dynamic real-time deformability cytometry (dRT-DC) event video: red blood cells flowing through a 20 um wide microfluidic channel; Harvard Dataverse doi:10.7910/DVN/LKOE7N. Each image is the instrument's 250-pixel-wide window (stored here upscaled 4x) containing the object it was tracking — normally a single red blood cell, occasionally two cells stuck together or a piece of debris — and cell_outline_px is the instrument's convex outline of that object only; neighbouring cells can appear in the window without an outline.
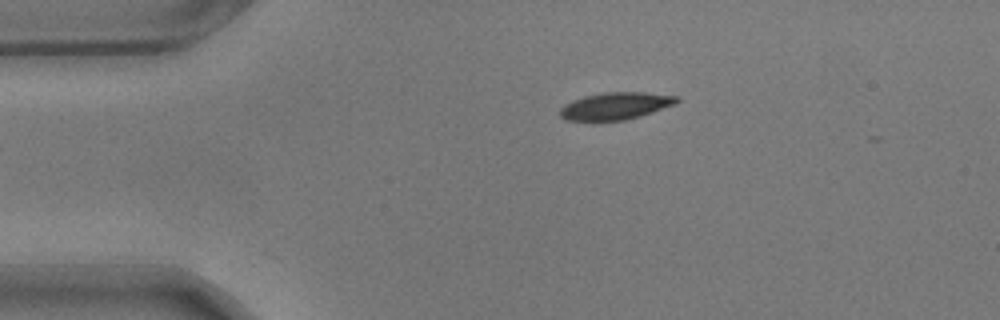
{"species": "common noctule bat (a hibernating species)", "species_latin": "Nyctalus noctula", "temperature_condition": "warm", "stored_images_in_passage": 39, "camera_frame_rate_fps": 3000, "um_per_image_px": 0.085, "animal": {"sex": "male", "body_mass_g": 17.9}, "frame": {"image": 1, "passage_image": 1, "time_ms": 0.0, "image_size_px": [1000, 320], "cell_outline_px": [[680, 100], [676, 104], [640, 116], [624, 120], [564, 120], [560, 116], [560, 108], [564, 104], [572, 100], [584, 96], [604, 92], [644, 92], [680, 96]], "centroid_in_image_um": [52.34, 8.99], "position_along_channel_um": 32.7, "area_um2": 18.55}}
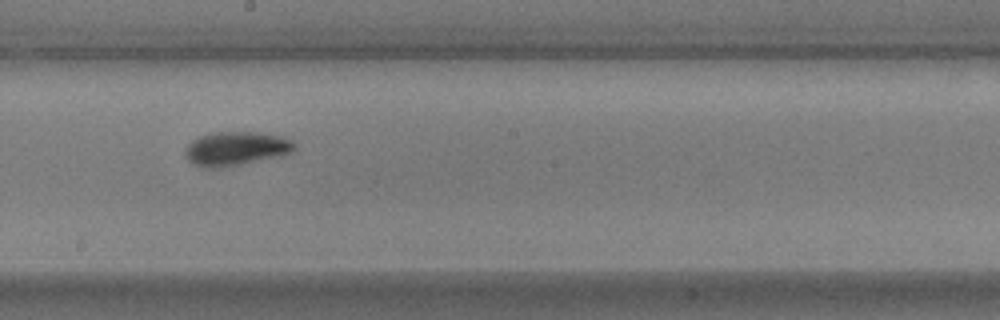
{"frame": {"image": 2, "passage_image": 21, "time_ms": 6.667, "image_size_px": [1000, 320], "cell_outline_px": [[296, 148], [292, 152], [280, 156], [220, 168], [200, 168], [192, 164], [184, 156], [184, 148], [192, 140], [200, 136], [212, 132], [256, 132], [280, 136], [292, 140], [296, 144]], "centroid_in_image_um": [20.01, 12.64], "position_along_channel_um": 228.2, "area_um2": 21.85}}
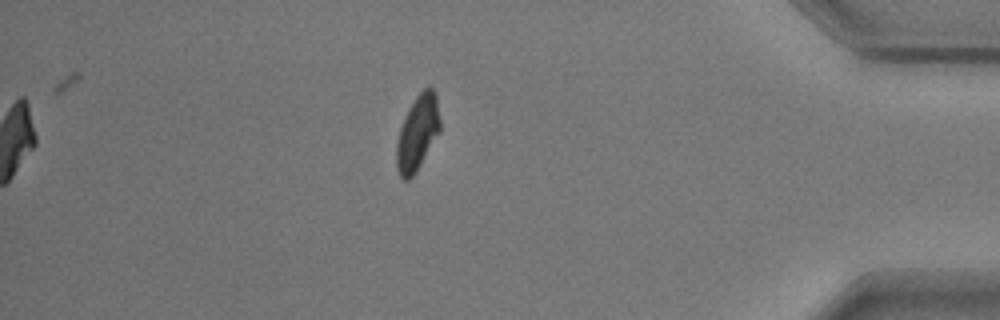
{"frame": {"image": 3, "passage_image": 39, "time_ms": 12.667, "image_size_px": [1000, 320], "cell_outline_px": [[440, 132], [416, 172], [408, 180], [404, 180], [400, 176], [396, 168], [396, 144], [400, 128], [404, 116], [408, 108], [416, 96], [428, 84], [436, 92], [440, 120]], "centroid_in_image_um": [35.49, 11.27], "position_along_channel_um": 399.7, "area_um2": 19.31}, "authors_computed_cell_mechanics": {"area_um2": 19.7098, "velocity_mm_per_s": 3.5359, "shape_relaxation_time_tau1_ms": 2.686, "shape_relaxation_time_tau2_ms": 3.1673, "deformation_change_tau1": 0.1446, "deformation_change_tau2": 0.0871}}